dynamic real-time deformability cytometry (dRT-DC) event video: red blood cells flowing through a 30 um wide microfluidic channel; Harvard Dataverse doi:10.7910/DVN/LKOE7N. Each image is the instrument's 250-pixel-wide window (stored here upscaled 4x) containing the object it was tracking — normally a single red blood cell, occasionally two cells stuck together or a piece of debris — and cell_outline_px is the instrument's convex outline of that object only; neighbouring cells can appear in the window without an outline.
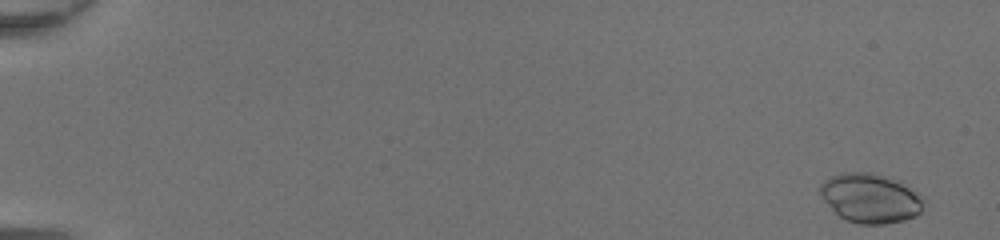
{"species": "common noctule bat (a hibernating species)", "species_latin": "Nyctalus noctula", "temperature_condition": "room temperature", "stored_images_in_passage": 49, "camera_frame_rate_fps": 3000, "um_per_image_px": 0.085, "animal": {"sex": "female", "body_mass_g": 20.0, "forearm_length_mm": 54.0}, "frame": {"image": 1, "passage_image": 2, "time_ms": 0.333, "image_size_px": [1000, 240], "cell_outline_px": [[928, 200], [920, 212], [916, 216], [904, 220], [884, 224], [860, 224], [848, 220], [840, 216], [820, 196], [820, 184], [824, 180], [840, 172], [868, 172], [900, 180], [924, 196]], "centroid_in_image_um": [74.05, 16.83], "position_along_channel_um": 11.0, "area_um2": 30.11}}
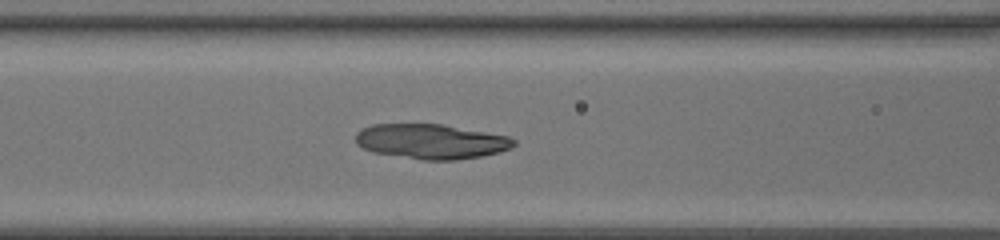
{"frame": {"image": 2, "passage_image": 23, "time_ms": 7.333, "image_size_px": [1000, 240], "cell_outline_px": [[516, 144], [512, 148], [500, 152], [480, 156], [456, 160], [420, 160], [372, 152], [356, 144], [356, 132], [360, 128], [372, 124], [444, 124], [508, 136], [516, 140]], "centroid_in_image_um": [36.64, 12.02], "position_along_channel_um": 130.0, "area_um2": 32.43}}
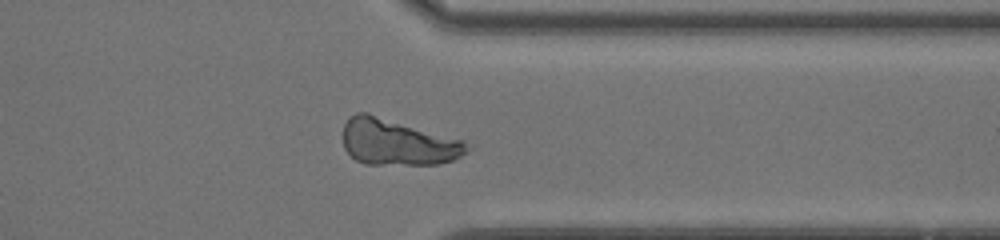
{"frame": {"image": 3, "passage_image": 40, "time_ms": 13.0, "image_size_px": [1000, 240], "cell_outline_px": [[472, 148], [468, 152], [452, 160], [436, 164], [364, 164], [356, 160], [344, 148], [344, 124], [348, 116], [356, 112], [368, 112], [464, 140]], "centroid_in_image_um": [33.8, 12.07], "position_along_channel_um": 377.6, "area_um2": 33.64}}